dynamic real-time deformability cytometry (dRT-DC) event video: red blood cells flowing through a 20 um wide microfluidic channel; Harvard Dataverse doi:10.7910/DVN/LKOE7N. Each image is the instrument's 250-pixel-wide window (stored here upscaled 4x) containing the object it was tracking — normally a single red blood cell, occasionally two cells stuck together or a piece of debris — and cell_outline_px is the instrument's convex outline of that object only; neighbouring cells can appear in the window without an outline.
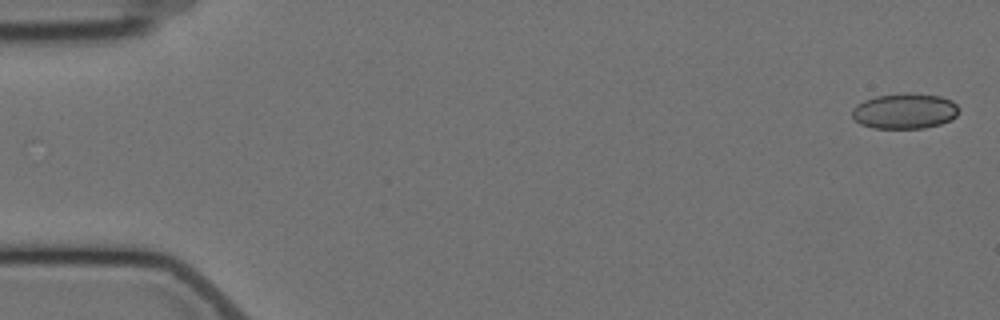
{"species": "Egyptian fruit bat (a non-hibernating species)", "species_latin": "Rousettus aegyptiacus", "temperature_condition": "cold", "stored_images_in_passage": 8, "camera_frame_rate_fps": 3000, "um_per_image_px": 0.085, "animal": {"sex": "female"}, "frame": {"image": 1, "passage_image": 1, "time_ms": 0.0, "image_size_px": [1000, 320], "cell_outline_px": [[960, 112], [952, 120], [940, 124], [924, 128], [872, 128], [860, 124], [852, 116], [852, 108], [856, 104], [864, 100], [876, 96], [904, 92], [908, 92], [940, 96], [952, 100], [960, 108]], "centroid_in_image_um": [76.92, 9.43], "position_along_channel_um": 8.1, "area_um2": 22.43}}
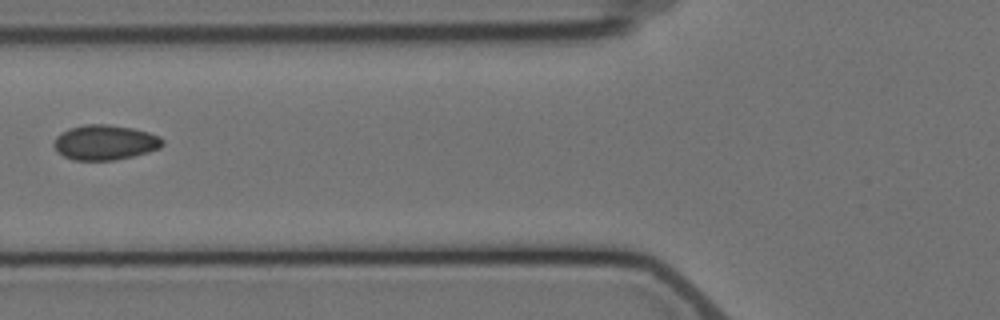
{"frame": {"image": 2, "passage_image": 7, "time_ms": 7.0, "image_size_px": [1000, 320], "cell_outline_px": [[164, 144], [160, 148], [148, 152], [116, 160], [72, 160], [56, 152], [52, 144], [56, 136], [68, 128], [84, 124], [108, 124], [132, 128], [148, 132], [160, 136], [164, 140]], "centroid_in_image_um": [8.9, 12.1], "position_along_channel_um": 116.9, "area_um2": 22.43}}
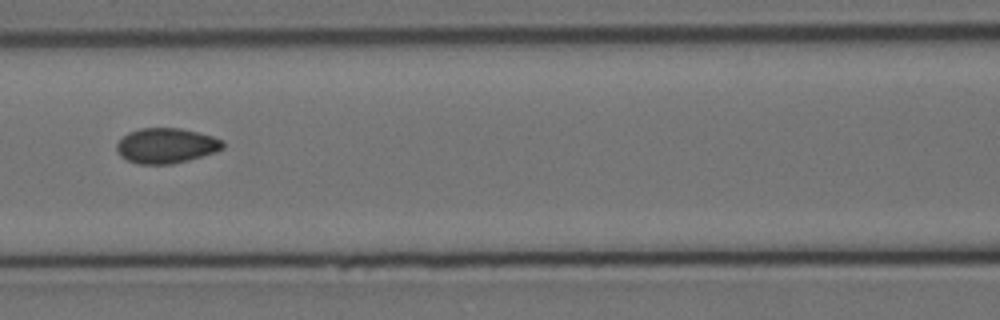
{"frame": {"image": 3, "passage_image": 8, "time_ms": 8.0, "image_size_px": [1000, 320], "cell_outline_px": [[224, 148], [216, 152], [188, 160], [172, 164], [140, 164], [128, 160], [120, 156], [116, 152], [116, 144], [128, 132], [140, 128], [180, 128], [212, 136], [224, 140]], "centroid_in_image_um": [14.13, 12.38], "position_along_channel_um": 152.5, "area_um2": 21.79}}